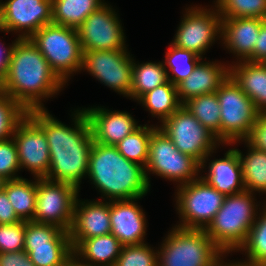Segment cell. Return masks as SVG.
Instances as JSON below:
<instances>
[{"instance_id":"1","label":"cell","mask_w":266,"mask_h":266,"mask_svg":"<svg viewBox=\"0 0 266 266\" xmlns=\"http://www.w3.org/2000/svg\"><path fill=\"white\" fill-rule=\"evenodd\" d=\"M73 110L72 127L53 117L47 109L29 110L27 114L43 129L48 142L50 168L46 179L69 183L81 190L94 140L84 109Z\"/></svg>"},{"instance_id":"6","label":"cell","mask_w":266,"mask_h":266,"mask_svg":"<svg viewBox=\"0 0 266 266\" xmlns=\"http://www.w3.org/2000/svg\"><path fill=\"white\" fill-rule=\"evenodd\" d=\"M29 39L65 84L71 76L81 72L83 50L75 28L51 23Z\"/></svg>"},{"instance_id":"27","label":"cell","mask_w":266,"mask_h":266,"mask_svg":"<svg viewBox=\"0 0 266 266\" xmlns=\"http://www.w3.org/2000/svg\"><path fill=\"white\" fill-rule=\"evenodd\" d=\"M262 204L245 242L236 251L244 252L247 258L236 262L245 266H266V201Z\"/></svg>"},{"instance_id":"10","label":"cell","mask_w":266,"mask_h":266,"mask_svg":"<svg viewBox=\"0 0 266 266\" xmlns=\"http://www.w3.org/2000/svg\"><path fill=\"white\" fill-rule=\"evenodd\" d=\"M201 6L185 8L171 43L203 58L217 40L221 43L222 19L215 6Z\"/></svg>"},{"instance_id":"41","label":"cell","mask_w":266,"mask_h":266,"mask_svg":"<svg viewBox=\"0 0 266 266\" xmlns=\"http://www.w3.org/2000/svg\"><path fill=\"white\" fill-rule=\"evenodd\" d=\"M22 221L14 211L6 192L0 191V224H15Z\"/></svg>"},{"instance_id":"2","label":"cell","mask_w":266,"mask_h":266,"mask_svg":"<svg viewBox=\"0 0 266 266\" xmlns=\"http://www.w3.org/2000/svg\"><path fill=\"white\" fill-rule=\"evenodd\" d=\"M66 84L28 39H18L12 50L0 92L17 101L26 111L46 109L45 100L58 95Z\"/></svg>"},{"instance_id":"21","label":"cell","mask_w":266,"mask_h":266,"mask_svg":"<svg viewBox=\"0 0 266 266\" xmlns=\"http://www.w3.org/2000/svg\"><path fill=\"white\" fill-rule=\"evenodd\" d=\"M213 153H216V150L209 153L201 162L200 171L205 174L200 177L225 196L243 192L245 187L242 166L237 151L229 148L223 158L211 160ZM204 169H208V172Z\"/></svg>"},{"instance_id":"33","label":"cell","mask_w":266,"mask_h":266,"mask_svg":"<svg viewBox=\"0 0 266 266\" xmlns=\"http://www.w3.org/2000/svg\"><path fill=\"white\" fill-rule=\"evenodd\" d=\"M165 55L162 62L167 71L168 81L175 86L184 81L203 59L193 51L179 48L171 42Z\"/></svg>"},{"instance_id":"28","label":"cell","mask_w":266,"mask_h":266,"mask_svg":"<svg viewBox=\"0 0 266 266\" xmlns=\"http://www.w3.org/2000/svg\"><path fill=\"white\" fill-rule=\"evenodd\" d=\"M105 0H52V23L77 29Z\"/></svg>"},{"instance_id":"12","label":"cell","mask_w":266,"mask_h":266,"mask_svg":"<svg viewBox=\"0 0 266 266\" xmlns=\"http://www.w3.org/2000/svg\"><path fill=\"white\" fill-rule=\"evenodd\" d=\"M24 251L35 266H66L73 259L68 231L34 221H25Z\"/></svg>"},{"instance_id":"43","label":"cell","mask_w":266,"mask_h":266,"mask_svg":"<svg viewBox=\"0 0 266 266\" xmlns=\"http://www.w3.org/2000/svg\"><path fill=\"white\" fill-rule=\"evenodd\" d=\"M252 62L266 63V19L263 21L252 53Z\"/></svg>"},{"instance_id":"46","label":"cell","mask_w":266,"mask_h":266,"mask_svg":"<svg viewBox=\"0 0 266 266\" xmlns=\"http://www.w3.org/2000/svg\"><path fill=\"white\" fill-rule=\"evenodd\" d=\"M5 182H6V179L0 176V191L4 188Z\"/></svg>"},{"instance_id":"37","label":"cell","mask_w":266,"mask_h":266,"mask_svg":"<svg viewBox=\"0 0 266 266\" xmlns=\"http://www.w3.org/2000/svg\"><path fill=\"white\" fill-rule=\"evenodd\" d=\"M26 115L27 111L17 101L0 92V141L11 138Z\"/></svg>"},{"instance_id":"20","label":"cell","mask_w":266,"mask_h":266,"mask_svg":"<svg viewBox=\"0 0 266 266\" xmlns=\"http://www.w3.org/2000/svg\"><path fill=\"white\" fill-rule=\"evenodd\" d=\"M142 198L110 201L111 234L123 246L146 243V214L137 203Z\"/></svg>"},{"instance_id":"16","label":"cell","mask_w":266,"mask_h":266,"mask_svg":"<svg viewBox=\"0 0 266 266\" xmlns=\"http://www.w3.org/2000/svg\"><path fill=\"white\" fill-rule=\"evenodd\" d=\"M51 23L52 0H0L1 32H14L19 39H28Z\"/></svg>"},{"instance_id":"19","label":"cell","mask_w":266,"mask_h":266,"mask_svg":"<svg viewBox=\"0 0 266 266\" xmlns=\"http://www.w3.org/2000/svg\"><path fill=\"white\" fill-rule=\"evenodd\" d=\"M105 106L84 107L94 142L115 146L141 125L127 111H117Z\"/></svg>"},{"instance_id":"25","label":"cell","mask_w":266,"mask_h":266,"mask_svg":"<svg viewBox=\"0 0 266 266\" xmlns=\"http://www.w3.org/2000/svg\"><path fill=\"white\" fill-rule=\"evenodd\" d=\"M122 246L111 233L84 239L73 249V259L81 266H115Z\"/></svg>"},{"instance_id":"9","label":"cell","mask_w":266,"mask_h":266,"mask_svg":"<svg viewBox=\"0 0 266 266\" xmlns=\"http://www.w3.org/2000/svg\"><path fill=\"white\" fill-rule=\"evenodd\" d=\"M176 188L175 209L180 221L175 226L185 229H205L226 197L200 176Z\"/></svg>"},{"instance_id":"13","label":"cell","mask_w":266,"mask_h":266,"mask_svg":"<svg viewBox=\"0 0 266 266\" xmlns=\"http://www.w3.org/2000/svg\"><path fill=\"white\" fill-rule=\"evenodd\" d=\"M80 190L72 184L37 178L36 207L32 221L70 231Z\"/></svg>"},{"instance_id":"31","label":"cell","mask_w":266,"mask_h":266,"mask_svg":"<svg viewBox=\"0 0 266 266\" xmlns=\"http://www.w3.org/2000/svg\"><path fill=\"white\" fill-rule=\"evenodd\" d=\"M138 62V63H137ZM135 61L133 57L130 99L138 101L145 93L168 82L163 62Z\"/></svg>"},{"instance_id":"45","label":"cell","mask_w":266,"mask_h":266,"mask_svg":"<svg viewBox=\"0 0 266 266\" xmlns=\"http://www.w3.org/2000/svg\"><path fill=\"white\" fill-rule=\"evenodd\" d=\"M218 266H245V265H242L238 262H236L235 260H231L230 262H226V260L222 261Z\"/></svg>"},{"instance_id":"44","label":"cell","mask_w":266,"mask_h":266,"mask_svg":"<svg viewBox=\"0 0 266 266\" xmlns=\"http://www.w3.org/2000/svg\"><path fill=\"white\" fill-rule=\"evenodd\" d=\"M18 39L19 38L16 37V39L14 41H12V43L10 45L8 44V46L5 45V43L3 44L2 42H0V46H1V48H0V83L2 82V80L7 75L12 50H13V47L15 45V42Z\"/></svg>"},{"instance_id":"22","label":"cell","mask_w":266,"mask_h":266,"mask_svg":"<svg viewBox=\"0 0 266 266\" xmlns=\"http://www.w3.org/2000/svg\"><path fill=\"white\" fill-rule=\"evenodd\" d=\"M260 18H228L222 19L221 42L227 51L240 61L252 62V53L263 21Z\"/></svg>"},{"instance_id":"32","label":"cell","mask_w":266,"mask_h":266,"mask_svg":"<svg viewBox=\"0 0 266 266\" xmlns=\"http://www.w3.org/2000/svg\"><path fill=\"white\" fill-rule=\"evenodd\" d=\"M182 105L220 142L221 109L215 92L190 98Z\"/></svg>"},{"instance_id":"42","label":"cell","mask_w":266,"mask_h":266,"mask_svg":"<svg viewBox=\"0 0 266 266\" xmlns=\"http://www.w3.org/2000/svg\"><path fill=\"white\" fill-rule=\"evenodd\" d=\"M0 266H35L25 251L0 253Z\"/></svg>"},{"instance_id":"26","label":"cell","mask_w":266,"mask_h":266,"mask_svg":"<svg viewBox=\"0 0 266 266\" xmlns=\"http://www.w3.org/2000/svg\"><path fill=\"white\" fill-rule=\"evenodd\" d=\"M244 143L248 149L246 155L239 148L234 149L237 151L241 166L242 177L245 191L251 193L266 194V152L259 151L249 146L244 140L236 141L226 146H232L237 143Z\"/></svg>"},{"instance_id":"29","label":"cell","mask_w":266,"mask_h":266,"mask_svg":"<svg viewBox=\"0 0 266 266\" xmlns=\"http://www.w3.org/2000/svg\"><path fill=\"white\" fill-rule=\"evenodd\" d=\"M28 180L19 178L6 180L3 190L6 192L17 216L24 221H32L36 207L37 178Z\"/></svg>"},{"instance_id":"38","label":"cell","mask_w":266,"mask_h":266,"mask_svg":"<svg viewBox=\"0 0 266 266\" xmlns=\"http://www.w3.org/2000/svg\"><path fill=\"white\" fill-rule=\"evenodd\" d=\"M21 167L18 160V150L14 139L0 141V176L6 180L22 178L18 175Z\"/></svg>"},{"instance_id":"17","label":"cell","mask_w":266,"mask_h":266,"mask_svg":"<svg viewBox=\"0 0 266 266\" xmlns=\"http://www.w3.org/2000/svg\"><path fill=\"white\" fill-rule=\"evenodd\" d=\"M14 139L22 169L35 178H46L50 168L48 142L43 129L27 114L16 126Z\"/></svg>"},{"instance_id":"36","label":"cell","mask_w":266,"mask_h":266,"mask_svg":"<svg viewBox=\"0 0 266 266\" xmlns=\"http://www.w3.org/2000/svg\"><path fill=\"white\" fill-rule=\"evenodd\" d=\"M148 243L122 246L115 266H158V248Z\"/></svg>"},{"instance_id":"39","label":"cell","mask_w":266,"mask_h":266,"mask_svg":"<svg viewBox=\"0 0 266 266\" xmlns=\"http://www.w3.org/2000/svg\"><path fill=\"white\" fill-rule=\"evenodd\" d=\"M25 221L0 224V253L24 251Z\"/></svg>"},{"instance_id":"23","label":"cell","mask_w":266,"mask_h":266,"mask_svg":"<svg viewBox=\"0 0 266 266\" xmlns=\"http://www.w3.org/2000/svg\"><path fill=\"white\" fill-rule=\"evenodd\" d=\"M206 61L204 58L197 64L194 71L177 87L180 102L183 104L190 98L213 93L229 76V63Z\"/></svg>"},{"instance_id":"7","label":"cell","mask_w":266,"mask_h":266,"mask_svg":"<svg viewBox=\"0 0 266 266\" xmlns=\"http://www.w3.org/2000/svg\"><path fill=\"white\" fill-rule=\"evenodd\" d=\"M200 172V164L194 158L180 152L159 127L152 132L149 157L145 166L150 187V174L170 180L179 187L197 179L202 174Z\"/></svg>"},{"instance_id":"18","label":"cell","mask_w":266,"mask_h":266,"mask_svg":"<svg viewBox=\"0 0 266 266\" xmlns=\"http://www.w3.org/2000/svg\"><path fill=\"white\" fill-rule=\"evenodd\" d=\"M76 199L73 223L69 231L72 249L82 240L111 233L110 201Z\"/></svg>"},{"instance_id":"8","label":"cell","mask_w":266,"mask_h":266,"mask_svg":"<svg viewBox=\"0 0 266 266\" xmlns=\"http://www.w3.org/2000/svg\"><path fill=\"white\" fill-rule=\"evenodd\" d=\"M215 93L221 109L220 143L225 146L244 140L256 122L259 111L230 76Z\"/></svg>"},{"instance_id":"30","label":"cell","mask_w":266,"mask_h":266,"mask_svg":"<svg viewBox=\"0 0 266 266\" xmlns=\"http://www.w3.org/2000/svg\"><path fill=\"white\" fill-rule=\"evenodd\" d=\"M137 103L162 123L182 106L177 87L170 81L145 93Z\"/></svg>"},{"instance_id":"34","label":"cell","mask_w":266,"mask_h":266,"mask_svg":"<svg viewBox=\"0 0 266 266\" xmlns=\"http://www.w3.org/2000/svg\"><path fill=\"white\" fill-rule=\"evenodd\" d=\"M157 127L156 124H141L138 129L126 136L115 147L126 159L145 168L149 157L151 134Z\"/></svg>"},{"instance_id":"4","label":"cell","mask_w":266,"mask_h":266,"mask_svg":"<svg viewBox=\"0 0 266 266\" xmlns=\"http://www.w3.org/2000/svg\"><path fill=\"white\" fill-rule=\"evenodd\" d=\"M256 195L244 190L226 196L223 205L204 229L212 242L227 256L235 253L245 242L255 222L259 206H262L261 202L258 204Z\"/></svg>"},{"instance_id":"47","label":"cell","mask_w":266,"mask_h":266,"mask_svg":"<svg viewBox=\"0 0 266 266\" xmlns=\"http://www.w3.org/2000/svg\"><path fill=\"white\" fill-rule=\"evenodd\" d=\"M66 266H81L74 259H72Z\"/></svg>"},{"instance_id":"3","label":"cell","mask_w":266,"mask_h":266,"mask_svg":"<svg viewBox=\"0 0 266 266\" xmlns=\"http://www.w3.org/2000/svg\"><path fill=\"white\" fill-rule=\"evenodd\" d=\"M87 177L106 201L141 198L150 191L145 168L126 159L115 146L93 142Z\"/></svg>"},{"instance_id":"40","label":"cell","mask_w":266,"mask_h":266,"mask_svg":"<svg viewBox=\"0 0 266 266\" xmlns=\"http://www.w3.org/2000/svg\"><path fill=\"white\" fill-rule=\"evenodd\" d=\"M244 141L249 146L266 152V111L259 112L256 122Z\"/></svg>"},{"instance_id":"35","label":"cell","mask_w":266,"mask_h":266,"mask_svg":"<svg viewBox=\"0 0 266 266\" xmlns=\"http://www.w3.org/2000/svg\"><path fill=\"white\" fill-rule=\"evenodd\" d=\"M221 17L266 19V0H213Z\"/></svg>"},{"instance_id":"15","label":"cell","mask_w":266,"mask_h":266,"mask_svg":"<svg viewBox=\"0 0 266 266\" xmlns=\"http://www.w3.org/2000/svg\"><path fill=\"white\" fill-rule=\"evenodd\" d=\"M107 3L92 12L76 29L83 51L128 49L122 21Z\"/></svg>"},{"instance_id":"11","label":"cell","mask_w":266,"mask_h":266,"mask_svg":"<svg viewBox=\"0 0 266 266\" xmlns=\"http://www.w3.org/2000/svg\"><path fill=\"white\" fill-rule=\"evenodd\" d=\"M157 126L180 152L194 158L199 164L220 145L223 147L215 135L183 105Z\"/></svg>"},{"instance_id":"14","label":"cell","mask_w":266,"mask_h":266,"mask_svg":"<svg viewBox=\"0 0 266 266\" xmlns=\"http://www.w3.org/2000/svg\"><path fill=\"white\" fill-rule=\"evenodd\" d=\"M133 57L128 49L83 51L81 71L130 99Z\"/></svg>"},{"instance_id":"5","label":"cell","mask_w":266,"mask_h":266,"mask_svg":"<svg viewBox=\"0 0 266 266\" xmlns=\"http://www.w3.org/2000/svg\"><path fill=\"white\" fill-rule=\"evenodd\" d=\"M165 237L158 247V266H218L227 256L204 229L174 225Z\"/></svg>"},{"instance_id":"24","label":"cell","mask_w":266,"mask_h":266,"mask_svg":"<svg viewBox=\"0 0 266 266\" xmlns=\"http://www.w3.org/2000/svg\"><path fill=\"white\" fill-rule=\"evenodd\" d=\"M229 76L259 112L266 111V63L240 61L229 64Z\"/></svg>"}]
</instances>
